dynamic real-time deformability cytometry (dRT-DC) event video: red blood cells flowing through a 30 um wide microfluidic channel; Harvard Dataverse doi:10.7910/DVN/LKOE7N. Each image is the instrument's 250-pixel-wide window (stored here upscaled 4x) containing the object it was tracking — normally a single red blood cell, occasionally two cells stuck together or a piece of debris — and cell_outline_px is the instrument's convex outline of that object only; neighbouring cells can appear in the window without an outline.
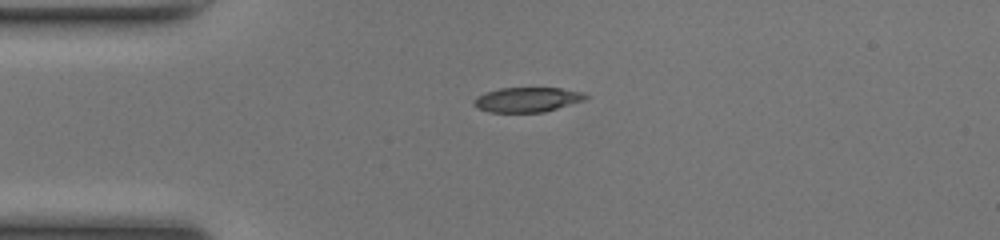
{"species": "common noctule bat (a hibernating species)", "species_latin": "Nyctalus noctula", "temperature_condition": "room temperature", "stored_images_in_passage": 38, "camera_frame_rate_fps": 3000, "um_per_image_px": 0.085, "animal": {"sex": "female", "body_mass_g": 17.0, "forearm_length_mm": 48.0}, "frame": {"image": 1, "passage_image": 1, "time_ms": 0.0, "image_size_px": [1000, 240], "cell_outline_px": [[592, 96], [584, 100], [544, 112], [488, 112], [476, 108], [472, 104], [472, 100], [476, 96], [484, 92], [500, 88], [560, 88], [584, 92]], "centroid_in_image_um": [44.79, 8.46], "position_along_channel_um": 40.2, "area_um2": 16.36}}
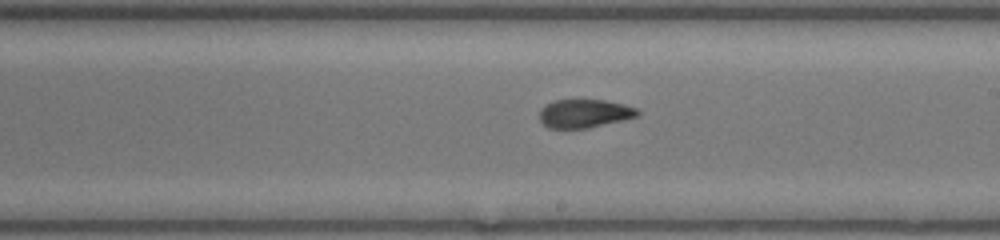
{"frame": {"image": 2, "passage_image": 17, "time_ms": 5.333, "image_size_px": [1000, 240], "cell_outline_px": [[640, 116], [624, 120], [588, 128], [548, 128], [540, 120], [540, 112], [548, 104], [556, 100], [604, 100], [624, 104], [636, 108], [640, 112]], "centroid_in_image_um": [49.74, 9.65], "position_along_channel_um": 239.3, "area_um2": 16.13}}
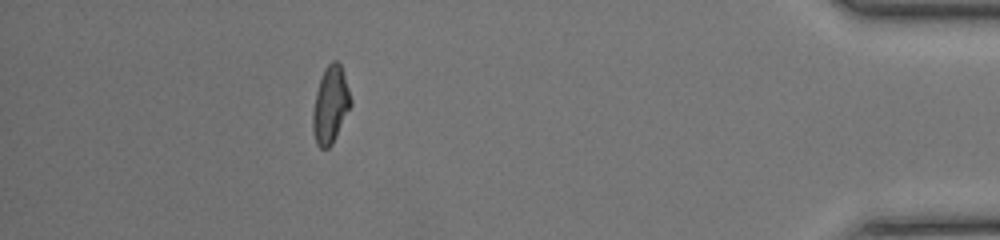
{"frame": {"image": 3, "passage_image": 33, "time_ms": 10.667, "image_size_px": [1000, 240], "cell_outline_px": [[352, 104], [332, 144], [328, 148], [320, 148], [316, 144], [312, 128], [312, 112], [316, 92], [324, 68], [332, 60], [336, 60], [340, 64], [352, 100]], "centroid_in_image_um": [28.07, 8.92], "position_along_channel_um": 407.1, "area_um2": 16.94}, "authors_computed_cell_mechanics": {"area_um2": 16.9643, "velocity_mm_per_s": 4.2236, "shape_relaxation_time_tau1_ms": null, "shape_relaxation_time_tau2_ms": 1.0928, "deformation_change_tau1": null, "deformation_change_tau2": 0.0666}}